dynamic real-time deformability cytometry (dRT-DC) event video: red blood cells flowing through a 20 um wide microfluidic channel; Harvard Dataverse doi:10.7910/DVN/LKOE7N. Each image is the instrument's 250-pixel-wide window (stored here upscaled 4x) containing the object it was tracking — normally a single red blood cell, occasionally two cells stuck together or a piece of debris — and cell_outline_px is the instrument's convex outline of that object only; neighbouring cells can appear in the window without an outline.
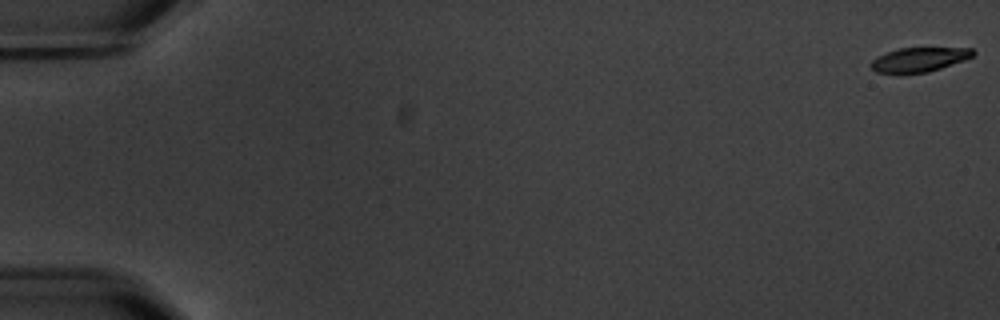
{"species": "common noctule bat (a hibernating species)", "species_latin": "Nyctalus noctula", "temperature_condition": "warm", "stored_images_in_passage": 5, "camera_frame_rate_fps": 3000, "um_per_image_px": 0.085, "animal": {"sex": "male", "body_mass_g": 20.1, "forearm_length_mm": 53.5}, "frame": {"image": 1, "passage_image": 1, "time_ms": 0.0, "image_size_px": [1000, 320], "cell_outline_px": [[976, 52], [972, 56], [964, 60], [928, 72], [876, 72], [868, 64], [876, 56], [900, 48], [972, 48]], "centroid_in_image_um": [78.12, 5.05], "position_along_channel_um": 6.9, "area_um2": 14.16}}
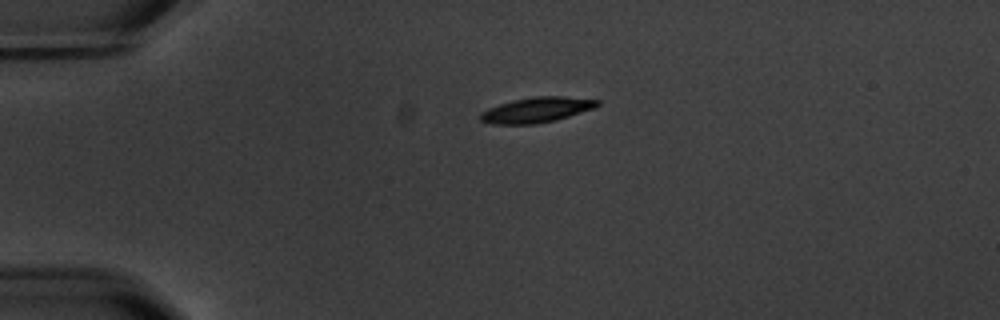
{"frame": {"image": 2, "passage_image": 4, "time_ms": 4.667, "image_size_px": [1000, 320], "cell_outline_px": [[600, 104], [596, 108], [556, 120], [536, 124], [492, 124], [480, 120], [480, 112], [488, 108], [512, 100], [532, 96], [564, 96], [600, 100]], "centroid_in_image_um": [45.64, 9.33], "position_along_channel_um": 39.4, "area_um2": 17.4}}